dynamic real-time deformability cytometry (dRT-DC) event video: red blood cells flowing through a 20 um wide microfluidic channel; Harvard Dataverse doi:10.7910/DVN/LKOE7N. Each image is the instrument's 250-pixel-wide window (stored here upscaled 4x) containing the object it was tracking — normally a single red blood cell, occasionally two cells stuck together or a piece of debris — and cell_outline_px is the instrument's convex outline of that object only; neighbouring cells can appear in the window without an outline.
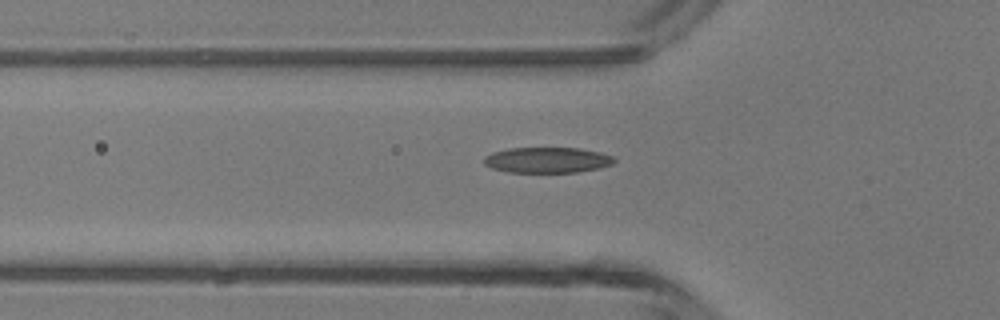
{"species": "common noctule bat (a hibernating species)", "species_latin": "Nyctalus noctula", "temperature_condition": "room temperature", "stored_images_in_passage": 39, "camera_frame_rate_fps": 3000, "um_per_image_px": 0.085, "animal": {"sex": "male", "body_mass_g": 13.3}, "frame": {"image": 1, "passage_image": 11, "time_ms": 3.333, "image_size_px": [1000, 320], "cell_outline_px": [[616, 160], [612, 164], [600, 168], [576, 172], [508, 172], [492, 168], [484, 164], [484, 156], [492, 152], [508, 148], [580, 148], [600, 152], [616, 156]], "centroid_in_image_um": [46.54, 13.6], "position_along_channel_um": 79.3, "area_um2": 19.59}}
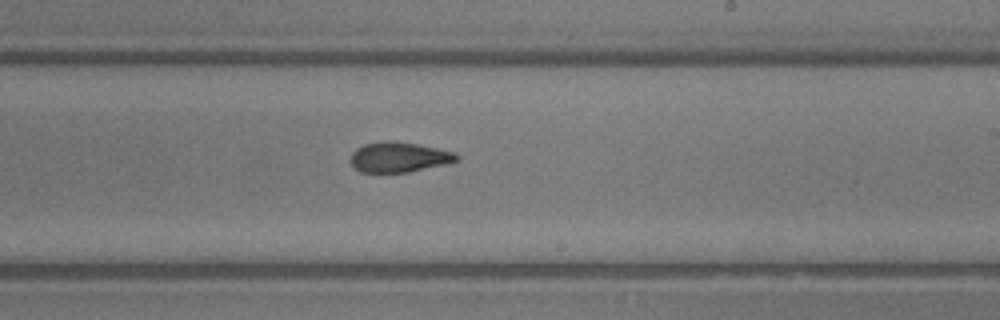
{"frame": {"image": 2, "passage_image": 23, "time_ms": 7.333, "image_size_px": [1000, 320], "cell_outline_px": [[460, 160], [444, 164], [408, 172], [360, 172], [348, 160], [352, 152], [356, 148], [364, 144], [384, 140], [396, 140], [420, 144], [456, 152], [460, 156]], "centroid_in_image_um": [33.91, 13.33], "position_along_channel_um": 255.1, "area_um2": 18.96}}
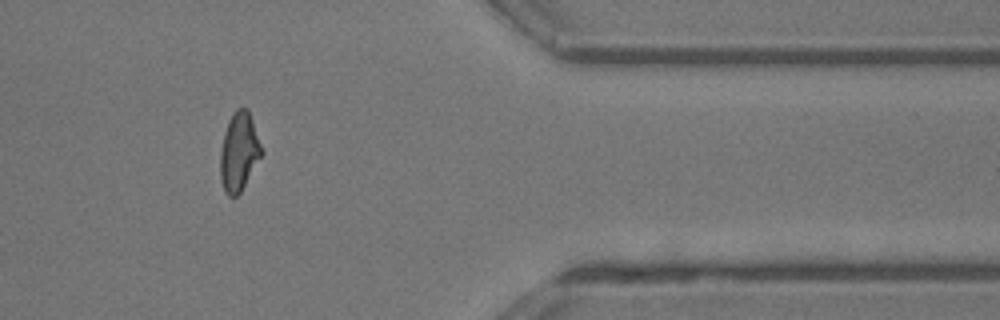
{"frame": {"image": 3, "passage_image": 34, "time_ms": 11.0, "image_size_px": [1000, 320], "cell_outline_px": [[264, 152], [240, 192], [236, 196], [228, 196], [220, 180], [220, 152], [224, 132], [228, 120], [232, 112], [236, 108], [248, 108]], "centroid_in_image_um": [20.31, 12.87], "position_along_channel_um": 391.1, "area_um2": 18.96}, "authors_computed_cell_mechanics": {"area_um2": 19.0162, "velocity_mm_per_s": 4.3683, "shape_relaxation_time_tau1_ms": 5.6726, "shape_relaxation_time_tau2_ms": 2.4363, "deformation_change_tau1": 0.2095, "deformation_change_tau2": 0.1051}}